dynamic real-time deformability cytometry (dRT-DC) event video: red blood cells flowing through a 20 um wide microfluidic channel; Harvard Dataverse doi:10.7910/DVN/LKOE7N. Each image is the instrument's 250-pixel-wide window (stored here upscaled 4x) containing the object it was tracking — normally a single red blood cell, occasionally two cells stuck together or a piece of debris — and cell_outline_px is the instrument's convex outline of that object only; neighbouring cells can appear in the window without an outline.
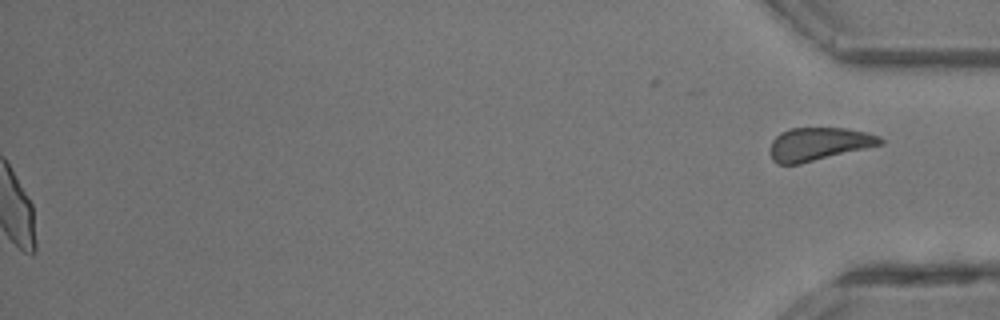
{"species": "common noctule bat (a hibernating species)", "species_latin": "Nyctalus noctula", "temperature_condition": "room temperature", "stored_images_in_passage": 28, "segment_of_instrument_passage": [2, 2], "camera_frame_rate_fps": 3000, "um_per_image_px": 0.085, "animal": {"sex": "male", "body_mass_g": 13.3}, "frame": {"image": 1, "passage_image": 28, "time_ms": 9.0, "image_size_px": [1000, 320], "cell_outline_px": [[884, 144], [800, 164], [776, 164], [772, 160], [768, 152], [772, 140], [780, 132], [788, 128], [848, 128], [868, 132], [880, 136], [884, 140]], "centroid_in_image_um": [69.58, 12.24], "position_along_channel_um": 365.6, "area_um2": 21.62}}